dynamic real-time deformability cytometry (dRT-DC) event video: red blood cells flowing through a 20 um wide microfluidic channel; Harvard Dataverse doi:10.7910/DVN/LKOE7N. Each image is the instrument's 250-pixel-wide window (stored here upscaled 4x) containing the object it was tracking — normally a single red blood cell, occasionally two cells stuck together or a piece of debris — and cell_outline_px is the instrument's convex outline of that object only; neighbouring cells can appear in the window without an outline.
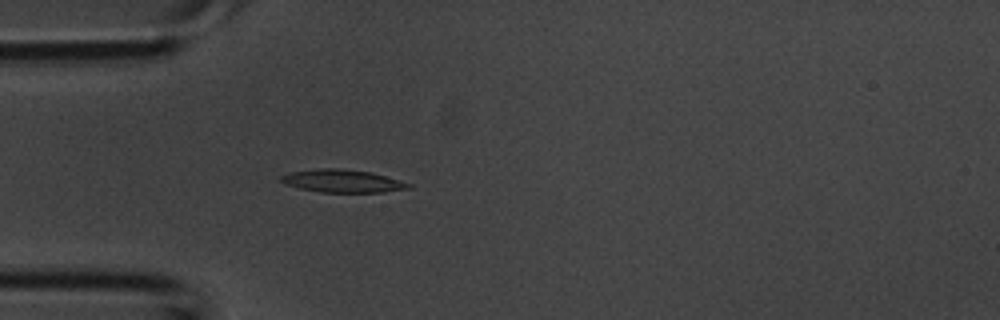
{"species": "common noctule bat (a hibernating species)", "species_latin": "Nyctalus noctula", "temperature_condition": "room temperature", "stored_images_in_passage": 3, "camera_frame_rate_fps": 3000, "um_per_image_px": 0.085, "animal": {"sex": "male", "body_mass_g": 20.1, "forearm_length_mm": 53.5}, "frame": {"image": 1, "passage_image": 3, "time_ms": 0.667, "image_size_px": [1000, 320], "cell_outline_px": [[412, 188], [384, 192], [320, 192], [300, 188], [284, 184], [280, 180], [280, 176], [288, 172], [320, 168], [340, 168], [372, 172], [412, 184]], "centroid_in_image_um": [29.1, 15.38], "position_along_channel_um": 55.9, "area_um2": 17.05}}